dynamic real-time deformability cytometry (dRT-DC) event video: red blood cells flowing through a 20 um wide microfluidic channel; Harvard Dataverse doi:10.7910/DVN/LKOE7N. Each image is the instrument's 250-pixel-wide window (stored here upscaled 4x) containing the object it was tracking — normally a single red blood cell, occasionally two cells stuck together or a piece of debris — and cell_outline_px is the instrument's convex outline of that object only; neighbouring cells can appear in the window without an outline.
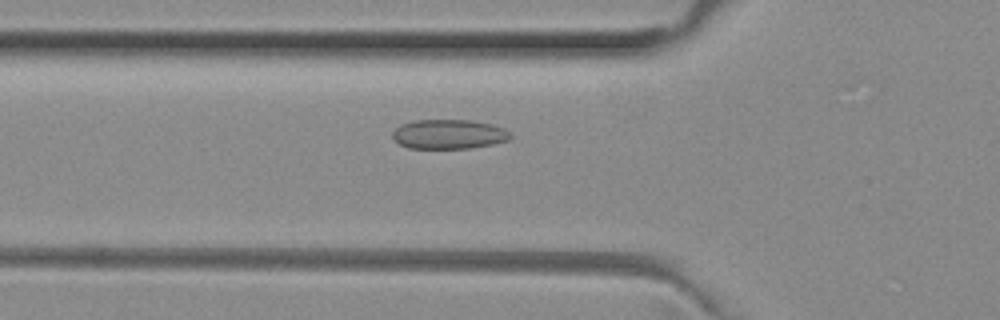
{"species": "common noctule bat (a hibernating species)", "species_latin": "Nyctalus noctula", "temperature_condition": "room temperature", "stored_images_in_passage": 42, "camera_frame_rate_fps": 3000, "um_per_image_px": 0.085, "animal": {"sex": "female", "body_mass_g": 29.2, "forearm_length_mm": 56.3}, "frame": {"image": 1, "passage_image": 8, "time_ms": 2.333, "image_size_px": [1000, 320], "cell_outline_px": [[512, 136], [508, 140], [492, 144], [468, 148], [408, 148], [400, 144], [392, 136], [392, 132], [400, 124], [412, 120], [468, 120], [492, 124], [504, 128], [512, 132]], "centroid_in_image_um": [38.15, 11.4], "position_along_channel_um": 87.6, "area_um2": 20.29}}
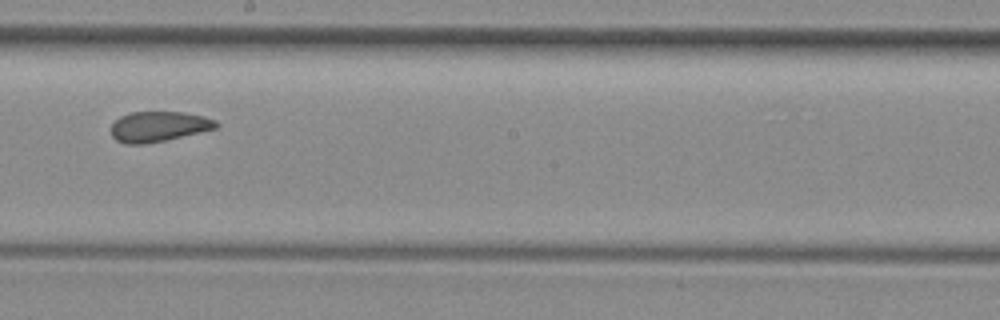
{"frame": {"image": 2, "passage_image": 19, "time_ms": 6.0, "image_size_px": [1000, 320], "cell_outline_px": [[220, 124], [216, 128], [200, 132], [164, 140], [144, 144], [128, 144], [116, 140], [112, 136], [112, 124], [120, 116], [132, 112], [184, 112], [204, 116], [216, 120]], "centroid_in_image_um": [13.5, 10.74], "position_along_channel_um": 234.7, "area_um2": 18.38}}
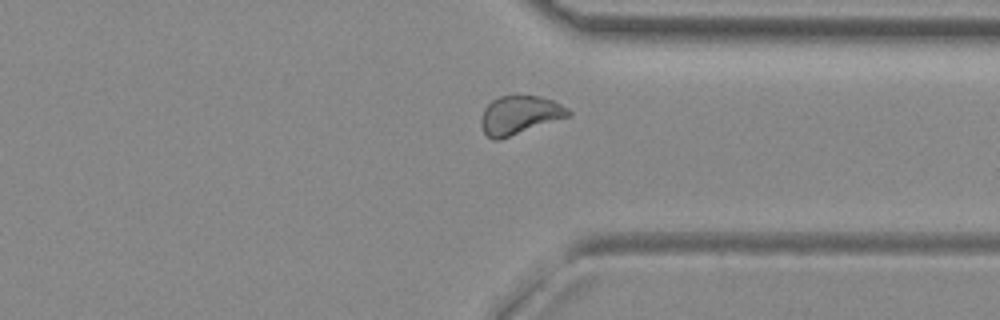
{"frame": {"image": 3, "passage_image": 29, "time_ms": 9.333, "image_size_px": [1000, 320], "cell_outline_px": [[572, 116], [500, 140], [492, 140], [484, 132], [480, 124], [480, 120], [484, 108], [492, 100], [500, 96], [540, 96], [552, 100], [568, 108], [572, 112]], "centroid_in_image_um": [44.18, 9.8], "position_along_channel_um": 367.2, "area_um2": 19.83}, "authors_computed_cell_mechanics": {"area_um2": 19.6809, "velocity_mm_per_s": 4.0039, "shape_relaxation_time_tau1_ms": null, "shape_relaxation_time_tau2_ms": 1.874, "deformation_change_tau1": null, "deformation_change_tau2": 0.0739}}